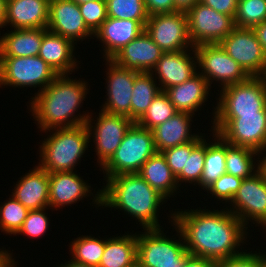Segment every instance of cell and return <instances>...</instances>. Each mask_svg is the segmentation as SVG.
Instances as JSON below:
<instances>
[{
    "instance_id": "6da1fadb",
    "label": "cell",
    "mask_w": 266,
    "mask_h": 267,
    "mask_svg": "<svg viewBox=\"0 0 266 267\" xmlns=\"http://www.w3.org/2000/svg\"><path fill=\"white\" fill-rule=\"evenodd\" d=\"M225 209L177 210L168 216L181 231L190 255L218 261L243 252L238 248L247 238L248 227Z\"/></svg>"
},
{
    "instance_id": "7a4b0ae2",
    "label": "cell",
    "mask_w": 266,
    "mask_h": 267,
    "mask_svg": "<svg viewBox=\"0 0 266 267\" xmlns=\"http://www.w3.org/2000/svg\"><path fill=\"white\" fill-rule=\"evenodd\" d=\"M88 90L84 80L60 74L44 90L35 93L29 110L41 131L85 124L90 113H79L77 117L74 114L85 101Z\"/></svg>"
},
{
    "instance_id": "3957f363",
    "label": "cell",
    "mask_w": 266,
    "mask_h": 267,
    "mask_svg": "<svg viewBox=\"0 0 266 267\" xmlns=\"http://www.w3.org/2000/svg\"><path fill=\"white\" fill-rule=\"evenodd\" d=\"M93 204L123 210L134 217L143 229L160 228L158 213L166 198L153 189L138 173L119 174L106 179ZM165 199V200H164ZM159 207V208H158Z\"/></svg>"
},
{
    "instance_id": "277c9868",
    "label": "cell",
    "mask_w": 266,
    "mask_h": 267,
    "mask_svg": "<svg viewBox=\"0 0 266 267\" xmlns=\"http://www.w3.org/2000/svg\"><path fill=\"white\" fill-rule=\"evenodd\" d=\"M46 132H52V135H47L39 147L38 165L48 173L73 172L91 142L86 124Z\"/></svg>"
},
{
    "instance_id": "5b68a950",
    "label": "cell",
    "mask_w": 266,
    "mask_h": 267,
    "mask_svg": "<svg viewBox=\"0 0 266 267\" xmlns=\"http://www.w3.org/2000/svg\"><path fill=\"white\" fill-rule=\"evenodd\" d=\"M156 152L152 130L134 122L112 157L101 167L106 174L105 179L119 174L139 173L143 164Z\"/></svg>"
},
{
    "instance_id": "8992f818",
    "label": "cell",
    "mask_w": 266,
    "mask_h": 267,
    "mask_svg": "<svg viewBox=\"0 0 266 267\" xmlns=\"http://www.w3.org/2000/svg\"><path fill=\"white\" fill-rule=\"evenodd\" d=\"M172 226L179 233L176 236L180 235L175 241L167 237L162 228L144 229V232L138 233L137 263L141 267H183L190 253L181 231L175 224Z\"/></svg>"
},
{
    "instance_id": "52a82bcc",
    "label": "cell",
    "mask_w": 266,
    "mask_h": 267,
    "mask_svg": "<svg viewBox=\"0 0 266 267\" xmlns=\"http://www.w3.org/2000/svg\"><path fill=\"white\" fill-rule=\"evenodd\" d=\"M214 117H241L258 114L266 106V76H250L246 81L220 91Z\"/></svg>"
},
{
    "instance_id": "ba28073f",
    "label": "cell",
    "mask_w": 266,
    "mask_h": 267,
    "mask_svg": "<svg viewBox=\"0 0 266 267\" xmlns=\"http://www.w3.org/2000/svg\"><path fill=\"white\" fill-rule=\"evenodd\" d=\"M212 131L225 142L256 152L266 145V106L258 114L214 117Z\"/></svg>"
},
{
    "instance_id": "9c48e42d",
    "label": "cell",
    "mask_w": 266,
    "mask_h": 267,
    "mask_svg": "<svg viewBox=\"0 0 266 267\" xmlns=\"http://www.w3.org/2000/svg\"><path fill=\"white\" fill-rule=\"evenodd\" d=\"M58 74L39 56L1 57L0 87H40L44 90Z\"/></svg>"
},
{
    "instance_id": "30bf717a",
    "label": "cell",
    "mask_w": 266,
    "mask_h": 267,
    "mask_svg": "<svg viewBox=\"0 0 266 267\" xmlns=\"http://www.w3.org/2000/svg\"><path fill=\"white\" fill-rule=\"evenodd\" d=\"M197 64L211 87L213 81L221 84V89L246 81L250 76L232 59L220 44H204L194 47ZM212 81V82H211Z\"/></svg>"
},
{
    "instance_id": "8fae6325",
    "label": "cell",
    "mask_w": 266,
    "mask_h": 267,
    "mask_svg": "<svg viewBox=\"0 0 266 267\" xmlns=\"http://www.w3.org/2000/svg\"><path fill=\"white\" fill-rule=\"evenodd\" d=\"M193 46L219 44L235 27L234 17L198 2L186 12Z\"/></svg>"
},
{
    "instance_id": "7c38bea8",
    "label": "cell",
    "mask_w": 266,
    "mask_h": 267,
    "mask_svg": "<svg viewBox=\"0 0 266 267\" xmlns=\"http://www.w3.org/2000/svg\"><path fill=\"white\" fill-rule=\"evenodd\" d=\"M99 112L96 120L92 119V114H90L85 124L89 137L92 136L93 142H95L97 162L101 168L112 157L121 144L125 133L134 122L123 115L111 114L103 110ZM93 120L97 122L94 123ZM92 123L95 126H92Z\"/></svg>"
},
{
    "instance_id": "4fadbf2b",
    "label": "cell",
    "mask_w": 266,
    "mask_h": 267,
    "mask_svg": "<svg viewBox=\"0 0 266 267\" xmlns=\"http://www.w3.org/2000/svg\"><path fill=\"white\" fill-rule=\"evenodd\" d=\"M219 44L249 76H266V56L252 28L235 27Z\"/></svg>"
},
{
    "instance_id": "5bb4252c",
    "label": "cell",
    "mask_w": 266,
    "mask_h": 267,
    "mask_svg": "<svg viewBox=\"0 0 266 267\" xmlns=\"http://www.w3.org/2000/svg\"><path fill=\"white\" fill-rule=\"evenodd\" d=\"M145 31L164 52L190 50L194 47L189 37L186 12L149 16Z\"/></svg>"
},
{
    "instance_id": "9a60e30c",
    "label": "cell",
    "mask_w": 266,
    "mask_h": 267,
    "mask_svg": "<svg viewBox=\"0 0 266 267\" xmlns=\"http://www.w3.org/2000/svg\"><path fill=\"white\" fill-rule=\"evenodd\" d=\"M229 204L234 206L229 211L245 226L252 220L253 224L261 227L266 222V179L258 171L243 179Z\"/></svg>"
},
{
    "instance_id": "2e32d148",
    "label": "cell",
    "mask_w": 266,
    "mask_h": 267,
    "mask_svg": "<svg viewBox=\"0 0 266 267\" xmlns=\"http://www.w3.org/2000/svg\"><path fill=\"white\" fill-rule=\"evenodd\" d=\"M105 62L108 65V70L105 71L107 101L101 110L131 119V96L138 71L121 67L111 59H106Z\"/></svg>"
},
{
    "instance_id": "e0dca14e",
    "label": "cell",
    "mask_w": 266,
    "mask_h": 267,
    "mask_svg": "<svg viewBox=\"0 0 266 267\" xmlns=\"http://www.w3.org/2000/svg\"><path fill=\"white\" fill-rule=\"evenodd\" d=\"M47 30L74 44L94 35L85 24L79 5L72 0H50Z\"/></svg>"
},
{
    "instance_id": "ac0fdd59",
    "label": "cell",
    "mask_w": 266,
    "mask_h": 267,
    "mask_svg": "<svg viewBox=\"0 0 266 267\" xmlns=\"http://www.w3.org/2000/svg\"><path fill=\"white\" fill-rule=\"evenodd\" d=\"M191 51L193 52L192 54L194 58ZM196 69L197 56L193 47L191 50L164 52L151 70V73L153 77L160 82V84H158V86L161 85L160 90L165 91L167 88L187 81L198 72Z\"/></svg>"
},
{
    "instance_id": "d6986e66",
    "label": "cell",
    "mask_w": 266,
    "mask_h": 267,
    "mask_svg": "<svg viewBox=\"0 0 266 267\" xmlns=\"http://www.w3.org/2000/svg\"><path fill=\"white\" fill-rule=\"evenodd\" d=\"M164 51L144 30L134 40L120 49L111 60L121 67L138 72H151Z\"/></svg>"
},
{
    "instance_id": "ffe728a7",
    "label": "cell",
    "mask_w": 266,
    "mask_h": 267,
    "mask_svg": "<svg viewBox=\"0 0 266 267\" xmlns=\"http://www.w3.org/2000/svg\"><path fill=\"white\" fill-rule=\"evenodd\" d=\"M144 30L145 27L137 20L107 17L93 36L103 43V57L106 60L111 59Z\"/></svg>"
},
{
    "instance_id": "44dd1931",
    "label": "cell",
    "mask_w": 266,
    "mask_h": 267,
    "mask_svg": "<svg viewBox=\"0 0 266 267\" xmlns=\"http://www.w3.org/2000/svg\"><path fill=\"white\" fill-rule=\"evenodd\" d=\"M13 190L11 196L28 210L49 207V173L39 165L21 176Z\"/></svg>"
},
{
    "instance_id": "7402d4cb",
    "label": "cell",
    "mask_w": 266,
    "mask_h": 267,
    "mask_svg": "<svg viewBox=\"0 0 266 267\" xmlns=\"http://www.w3.org/2000/svg\"><path fill=\"white\" fill-rule=\"evenodd\" d=\"M81 178L75 171L49 173V209L69 206L92 194L91 186Z\"/></svg>"
},
{
    "instance_id": "603a6c76",
    "label": "cell",
    "mask_w": 266,
    "mask_h": 267,
    "mask_svg": "<svg viewBox=\"0 0 266 267\" xmlns=\"http://www.w3.org/2000/svg\"><path fill=\"white\" fill-rule=\"evenodd\" d=\"M50 0H8L6 24L12 29L47 28Z\"/></svg>"
},
{
    "instance_id": "cb8c5ba5",
    "label": "cell",
    "mask_w": 266,
    "mask_h": 267,
    "mask_svg": "<svg viewBox=\"0 0 266 267\" xmlns=\"http://www.w3.org/2000/svg\"><path fill=\"white\" fill-rule=\"evenodd\" d=\"M210 89L207 79L198 71L184 83L167 88L164 92L178 112L195 115L206 102Z\"/></svg>"
},
{
    "instance_id": "d4e9b609",
    "label": "cell",
    "mask_w": 266,
    "mask_h": 267,
    "mask_svg": "<svg viewBox=\"0 0 266 267\" xmlns=\"http://www.w3.org/2000/svg\"><path fill=\"white\" fill-rule=\"evenodd\" d=\"M74 45L68 38L47 31L43 35L38 56L58 75L72 74L70 72L78 68L76 67L77 59L73 55L74 48H76Z\"/></svg>"
},
{
    "instance_id": "484cf974",
    "label": "cell",
    "mask_w": 266,
    "mask_h": 267,
    "mask_svg": "<svg viewBox=\"0 0 266 267\" xmlns=\"http://www.w3.org/2000/svg\"><path fill=\"white\" fill-rule=\"evenodd\" d=\"M193 114L178 112L166 122L152 129L157 152L194 141L199 134H191Z\"/></svg>"
},
{
    "instance_id": "4316f807",
    "label": "cell",
    "mask_w": 266,
    "mask_h": 267,
    "mask_svg": "<svg viewBox=\"0 0 266 267\" xmlns=\"http://www.w3.org/2000/svg\"><path fill=\"white\" fill-rule=\"evenodd\" d=\"M47 28L13 29L0 37L1 57L38 56Z\"/></svg>"
},
{
    "instance_id": "83f0119b",
    "label": "cell",
    "mask_w": 266,
    "mask_h": 267,
    "mask_svg": "<svg viewBox=\"0 0 266 267\" xmlns=\"http://www.w3.org/2000/svg\"><path fill=\"white\" fill-rule=\"evenodd\" d=\"M153 189L166 199L173 196L179 185L176 176L167 164L162 152H156L142 166L138 173Z\"/></svg>"
},
{
    "instance_id": "f1b7e54d",
    "label": "cell",
    "mask_w": 266,
    "mask_h": 267,
    "mask_svg": "<svg viewBox=\"0 0 266 267\" xmlns=\"http://www.w3.org/2000/svg\"><path fill=\"white\" fill-rule=\"evenodd\" d=\"M136 263V233L105 239V250L98 267H133Z\"/></svg>"
},
{
    "instance_id": "f546056e",
    "label": "cell",
    "mask_w": 266,
    "mask_h": 267,
    "mask_svg": "<svg viewBox=\"0 0 266 267\" xmlns=\"http://www.w3.org/2000/svg\"><path fill=\"white\" fill-rule=\"evenodd\" d=\"M151 72H138L131 98V120L137 122L147 111L155 96L161 91Z\"/></svg>"
},
{
    "instance_id": "4dcf8cb0",
    "label": "cell",
    "mask_w": 266,
    "mask_h": 267,
    "mask_svg": "<svg viewBox=\"0 0 266 267\" xmlns=\"http://www.w3.org/2000/svg\"><path fill=\"white\" fill-rule=\"evenodd\" d=\"M212 133L215 138L212 142H206L205 164L198 184L204 190L226 173V142L217 133Z\"/></svg>"
},
{
    "instance_id": "1f68e13d",
    "label": "cell",
    "mask_w": 266,
    "mask_h": 267,
    "mask_svg": "<svg viewBox=\"0 0 266 267\" xmlns=\"http://www.w3.org/2000/svg\"><path fill=\"white\" fill-rule=\"evenodd\" d=\"M257 152L247 147L226 142V173L245 179L257 172ZM254 163V164H253ZM256 164V165H255Z\"/></svg>"
},
{
    "instance_id": "d6a6232c",
    "label": "cell",
    "mask_w": 266,
    "mask_h": 267,
    "mask_svg": "<svg viewBox=\"0 0 266 267\" xmlns=\"http://www.w3.org/2000/svg\"><path fill=\"white\" fill-rule=\"evenodd\" d=\"M69 250L72 260L86 265L98 267L105 250V238L103 240L90 236H80L71 241Z\"/></svg>"
},
{
    "instance_id": "836d02e7",
    "label": "cell",
    "mask_w": 266,
    "mask_h": 267,
    "mask_svg": "<svg viewBox=\"0 0 266 267\" xmlns=\"http://www.w3.org/2000/svg\"><path fill=\"white\" fill-rule=\"evenodd\" d=\"M178 111L171 103L168 95L160 91L153 99L145 114L136 122L143 128L152 130L157 125L166 122Z\"/></svg>"
},
{
    "instance_id": "e575fe53",
    "label": "cell",
    "mask_w": 266,
    "mask_h": 267,
    "mask_svg": "<svg viewBox=\"0 0 266 267\" xmlns=\"http://www.w3.org/2000/svg\"><path fill=\"white\" fill-rule=\"evenodd\" d=\"M107 17L139 21L144 27L149 18L144 0H105Z\"/></svg>"
},
{
    "instance_id": "d590c367",
    "label": "cell",
    "mask_w": 266,
    "mask_h": 267,
    "mask_svg": "<svg viewBox=\"0 0 266 267\" xmlns=\"http://www.w3.org/2000/svg\"><path fill=\"white\" fill-rule=\"evenodd\" d=\"M3 204V205H2ZM28 209L13 196L0 206V230L5 234L16 235L22 228Z\"/></svg>"
},
{
    "instance_id": "8d00e7d4",
    "label": "cell",
    "mask_w": 266,
    "mask_h": 267,
    "mask_svg": "<svg viewBox=\"0 0 266 267\" xmlns=\"http://www.w3.org/2000/svg\"><path fill=\"white\" fill-rule=\"evenodd\" d=\"M266 20V0H238L235 25L239 28H253Z\"/></svg>"
},
{
    "instance_id": "74e56055",
    "label": "cell",
    "mask_w": 266,
    "mask_h": 267,
    "mask_svg": "<svg viewBox=\"0 0 266 267\" xmlns=\"http://www.w3.org/2000/svg\"><path fill=\"white\" fill-rule=\"evenodd\" d=\"M205 136H198L194 141L189 143L168 148L162 152L165 156L168 166L173 174L176 176L178 185L181 182L186 183V162L187 155H190L192 149L204 138ZM180 183V184H179Z\"/></svg>"
},
{
    "instance_id": "f35d334b",
    "label": "cell",
    "mask_w": 266,
    "mask_h": 267,
    "mask_svg": "<svg viewBox=\"0 0 266 267\" xmlns=\"http://www.w3.org/2000/svg\"><path fill=\"white\" fill-rule=\"evenodd\" d=\"M242 180L243 179L239 177L224 173L205 190L207 191V193L209 191L210 194H212V196L217 198L219 201L224 200L225 203H231L240 187Z\"/></svg>"
},
{
    "instance_id": "ab89813d",
    "label": "cell",
    "mask_w": 266,
    "mask_h": 267,
    "mask_svg": "<svg viewBox=\"0 0 266 267\" xmlns=\"http://www.w3.org/2000/svg\"><path fill=\"white\" fill-rule=\"evenodd\" d=\"M206 139H202L187 155L186 183L199 184L205 164Z\"/></svg>"
},
{
    "instance_id": "60d3db41",
    "label": "cell",
    "mask_w": 266,
    "mask_h": 267,
    "mask_svg": "<svg viewBox=\"0 0 266 267\" xmlns=\"http://www.w3.org/2000/svg\"><path fill=\"white\" fill-rule=\"evenodd\" d=\"M78 5L85 24L93 33H95L107 19L106 1L92 0Z\"/></svg>"
},
{
    "instance_id": "b9f144b4",
    "label": "cell",
    "mask_w": 266,
    "mask_h": 267,
    "mask_svg": "<svg viewBox=\"0 0 266 267\" xmlns=\"http://www.w3.org/2000/svg\"><path fill=\"white\" fill-rule=\"evenodd\" d=\"M45 209L40 210H29L24 220L22 228L17 234H23L24 236H29L30 238H37L46 233L49 229V218L45 213Z\"/></svg>"
},
{
    "instance_id": "7bdbcfd3",
    "label": "cell",
    "mask_w": 266,
    "mask_h": 267,
    "mask_svg": "<svg viewBox=\"0 0 266 267\" xmlns=\"http://www.w3.org/2000/svg\"><path fill=\"white\" fill-rule=\"evenodd\" d=\"M242 252L239 255L216 261V267H264L266 254Z\"/></svg>"
},
{
    "instance_id": "ee69618b",
    "label": "cell",
    "mask_w": 266,
    "mask_h": 267,
    "mask_svg": "<svg viewBox=\"0 0 266 267\" xmlns=\"http://www.w3.org/2000/svg\"><path fill=\"white\" fill-rule=\"evenodd\" d=\"M217 12L235 17L238 0H199Z\"/></svg>"
},
{
    "instance_id": "f6af8a7d",
    "label": "cell",
    "mask_w": 266,
    "mask_h": 267,
    "mask_svg": "<svg viewBox=\"0 0 266 267\" xmlns=\"http://www.w3.org/2000/svg\"><path fill=\"white\" fill-rule=\"evenodd\" d=\"M149 16L174 12L173 0H144Z\"/></svg>"
},
{
    "instance_id": "bcb514c9",
    "label": "cell",
    "mask_w": 266,
    "mask_h": 267,
    "mask_svg": "<svg viewBox=\"0 0 266 267\" xmlns=\"http://www.w3.org/2000/svg\"><path fill=\"white\" fill-rule=\"evenodd\" d=\"M183 267H216V261L189 255L183 264Z\"/></svg>"
},
{
    "instance_id": "7dc6e473",
    "label": "cell",
    "mask_w": 266,
    "mask_h": 267,
    "mask_svg": "<svg viewBox=\"0 0 266 267\" xmlns=\"http://www.w3.org/2000/svg\"><path fill=\"white\" fill-rule=\"evenodd\" d=\"M252 29L254 30L266 56V20L261 22L260 24L255 25Z\"/></svg>"
},
{
    "instance_id": "c3c4849f",
    "label": "cell",
    "mask_w": 266,
    "mask_h": 267,
    "mask_svg": "<svg viewBox=\"0 0 266 267\" xmlns=\"http://www.w3.org/2000/svg\"><path fill=\"white\" fill-rule=\"evenodd\" d=\"M198 2L199 0H173L174 12H187Z\"/></svg>"
},
{
    "instance_id": "681fc988",
    "label": "cell",
    "mask_w": 266,
    "mask_h": 267,
    "mask_svg": "<svg viewBox=\"0 0 266 267\" xmlns=\"http://www.w3.org/2000/svg\"><path fill=\"white\" fill-rule=\"evenodd\" d=\"M12 254L8 252V250L0 249V267H16L17 264L12 259Z\"/></svg>"
},
{
    "instance_id": "f907efd6",
    "label": "cell",
    "mask_w": 266,
    "mask_h": 267,
    "mask_svg": "<svg viewBox=\"0 0 266 267\" xmlns=\"http://www.w3.org/2000/svg\"><path fill=\"white\" fill-rule=\"evenodd\" d=\"M266 151V145L263 146L262 148H260L257 151V155L260 157L261 154L263 155V152ZM265 155L263 156V158H257V171L266 179V153H264ZM260 159V160H259ZM259 161V162H258Z\"/></svg>"
},
{
    "instance_id": "816d5d0a",
    "label": "cell",
    "mask_w": 266,
    "mask_h": 267,
    "mask_svg": "<svg viewBox=\"0 0 266 267\" xmlns=\"http://www.w3.org/2000/svg\"><path fill=\"white\" fill-rule=\"evenodd\" d=\"M7 1L0 0V28L4 27L6 24V14H7Z\"/></svg>"
},
{
    "instance_id": "f5cc1de1",
    "label": "cell",
    "mask_w": 266,
    "mask_h": 267,
    "mask_svg": "<svg viewBox=\"0 0 266 267\" xmlns=\"http://www.w3.org/2000/svg\"><path fill=\"white\" fill-rule=\"evenodd\" d=\"M59 267H95V266H90V265H86L84 263H79L76 262L74 260H70V261H66V263L62 264Z\"/></svg>"
},
{
    "instance_id": "db71d44e",
    "label": "cell",
    "mask_w": 266,
    "mask_h": 267,
    "mask_svg": "<svg viewBox=\"0 0 266 267\" xmlns=\"http://www.w3.org/2000/svg\"><path fill=\"white\" fill-rule=\"evenodd\" d=\"M72 1L76 2L77 4H83L92 0H72Z\"/></svg>"
},
{
    "instance_id": "11a10c76",
    "label": "cell",
    "mask_w": 266,
    "mask_h": 267,
    "mask_svg": "<svg viewBox=\"0 0 266 267\" xmlns=\"http://www.w3.org/2000/svg\"><path fill=\"white\" fill-rule=\"evenodd\" d=\"M264 230H266V222L262 225V227Z\"/></svg>"
},
{
    "instance_id": "9f6ffc18",
    "label": "cell",
    "mask_w": 266,
    "mask_h": 267,
    "mask_svg": "<svg viewBox=\"0 0 266 267\" xmlns=\"http://www.w3.org/2000/svg\"><path fill=\"white\" fill-rule=\"evenodd\" d=\"M133 267H141L138 263H136Z\"/></svg>"
},
{
    "instance_id": "6f0895ef",
    "label": "cell",
    "mask_w": 266,
    "mask_h": 267,
    "mask_svg": "<svg viewBox=\"0 0 266 267\" xmlns=\"http://www.w3.org/2000/svg\"><path fill=\"white\" fill-rule=\"evenodd\" d=\"M0 67H1V49H0Z\"/></svg>"
}]
</instances>
